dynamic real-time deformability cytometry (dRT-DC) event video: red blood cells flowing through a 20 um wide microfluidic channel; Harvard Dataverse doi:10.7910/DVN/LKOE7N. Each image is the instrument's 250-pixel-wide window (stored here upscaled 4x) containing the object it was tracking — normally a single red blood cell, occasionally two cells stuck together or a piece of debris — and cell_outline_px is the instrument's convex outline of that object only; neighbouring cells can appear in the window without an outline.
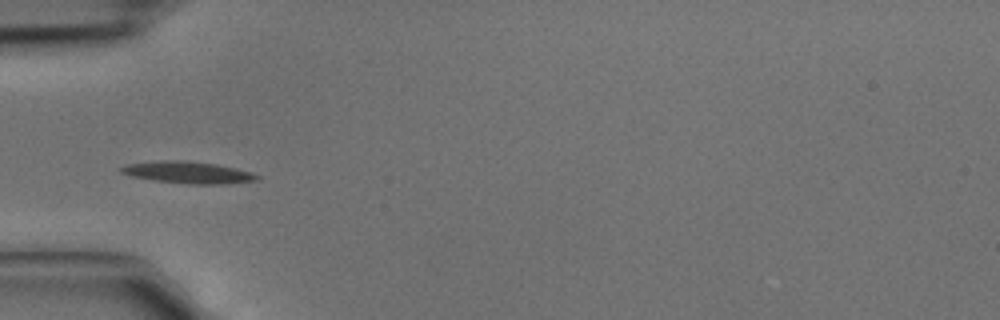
{"species": "common noctule bat (a hibernating species)", "species_latin": "Nyctalus noctula", "temperature_condition": "cold", "stored_images_in_passage": 5, "camera_frame_rate_fps": 3000, "um_per_image_px": 0.085, "animal": {"sex": "male", "body_mass_g": 15.6}, "frame": {"image": 1, "passage_image": 3, "time_ms": 0.667, "image_size_px": [1000, 320], "cell_outline_px": [[260, 180], [220, 184], [188, 184], [156, 180], [132, 176], [120, 172], [116, 168], [124, 164], [160, 160], [184, 160], [216, 164], [236, 168], [252, 172], [260, 176]], "centroid_in_image_um": [15.95, 14.64], "position_along_channel_um": 69.0, "area_um2": 17.46}}